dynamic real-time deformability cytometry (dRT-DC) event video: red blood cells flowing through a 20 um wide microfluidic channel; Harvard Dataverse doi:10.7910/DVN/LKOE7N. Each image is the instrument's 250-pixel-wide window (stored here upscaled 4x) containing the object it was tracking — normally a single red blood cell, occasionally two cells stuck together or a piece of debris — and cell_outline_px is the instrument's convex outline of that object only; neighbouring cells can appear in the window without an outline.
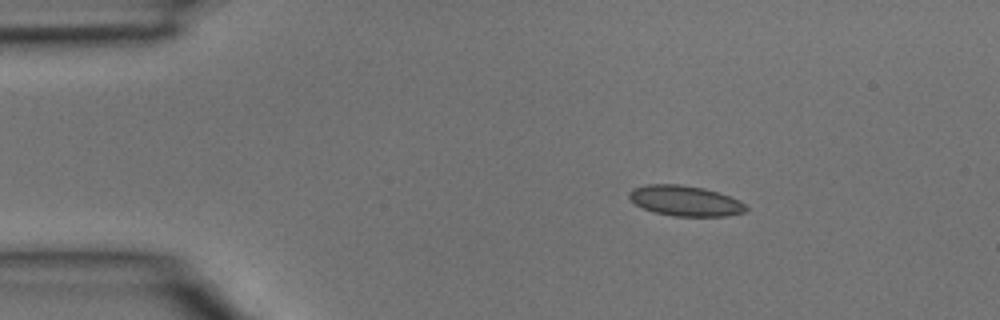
{"species": "common noctule bat (a hibernating species)", "species_latin": "Nyctalus noctula", "temperature_condition": "room temperature", "stored_images_in_passage": 3, "camera_frame_rate_fps": 3000, "um_per_image_px": 0.085, "animal": {"sex": "male", "body_mass_g": 15.6}, "frame": {"image": 1, "passage_image": 2, "time_ms": 0.333, "image_size_px": [1000, 320], "cell_outline_px": [[748, 208], [744, 212], [728, 216], [672, 216], [652, 212], [636, 204], [628, 196], [628, 192], [632, 188], [644, 184], [680, 184], [704, 188], [740, 200]], "centroid_in_image_um": [58.21, 17.06], "position_along_channel_um": 26.8, "area_um2": 20.75}}